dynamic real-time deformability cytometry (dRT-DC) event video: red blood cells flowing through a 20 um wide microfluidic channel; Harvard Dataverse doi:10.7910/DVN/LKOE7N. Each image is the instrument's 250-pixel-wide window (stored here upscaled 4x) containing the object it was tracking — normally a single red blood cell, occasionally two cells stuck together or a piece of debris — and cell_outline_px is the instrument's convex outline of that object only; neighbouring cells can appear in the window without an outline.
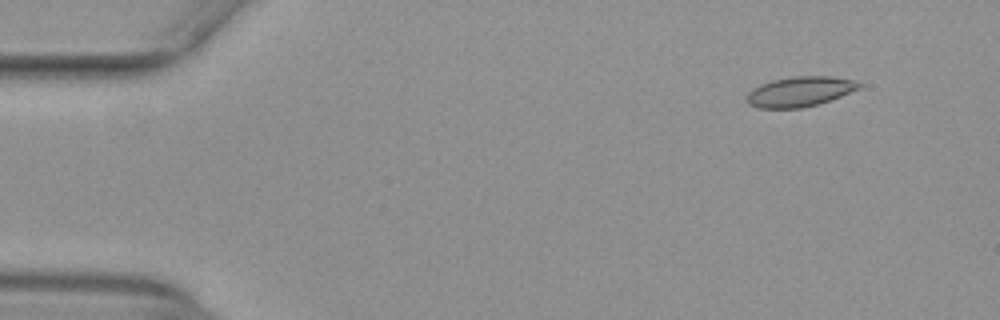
{"species": "common noctule bat (a hibernating species)", "species_latin": "Nyctalus noctula", "temperature_condition": "warm", "stored_images_in_passage": 13, "camera_frame_rate_fps": 3000, "um_per_image_px": 0.085, "animal": {"sex": "female", "body_mass_g": 29.2, "forearm_length_mm": 56.3}, "frame": {"image": 1, "passage_image": 1, "time_ms": 0.0, "image_size_px": [1000, 320], "cell_outline_px": [[860, 88], [820, 104], [800, 108], [760, 108], [748, 104], [748, 92], [752, 88], [760, 84], [772, 80], [796, 76], [832, 76], [856, 80], [860, 84]], "centroid_in_image_um": [67.99, 7.78], "position_along_channel_um": 17.0, "area_um2": 19.59}}
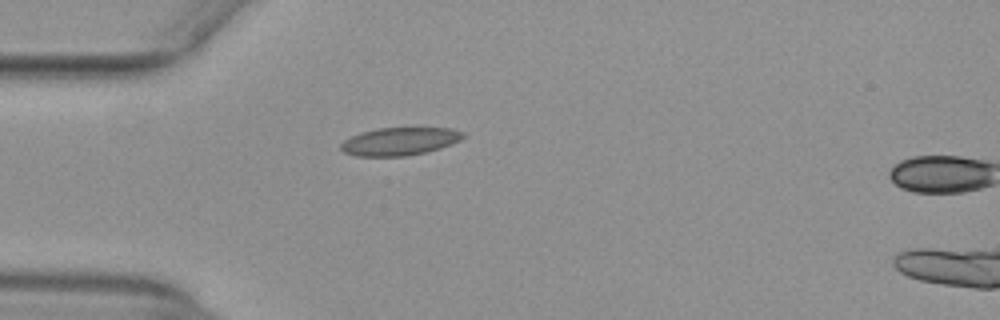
{"frame": {"image": 2, "passage_image": 11, "time_ms": 3.333, "image_size_px": [1000, 320], "cell_outline_px": [[464, 136], [460, 140], [440, 148], [408, 156], [356, 156], [344, 152], [340, 148], [340, 144], [344, 140], [360, 132], [376, 128], [416, 124], [452, 128], [464, 132]], "centroid_in_image_um": [34.02, 11.95], "position_along_channel_um": 51.0, "area_um2": 20.92}}